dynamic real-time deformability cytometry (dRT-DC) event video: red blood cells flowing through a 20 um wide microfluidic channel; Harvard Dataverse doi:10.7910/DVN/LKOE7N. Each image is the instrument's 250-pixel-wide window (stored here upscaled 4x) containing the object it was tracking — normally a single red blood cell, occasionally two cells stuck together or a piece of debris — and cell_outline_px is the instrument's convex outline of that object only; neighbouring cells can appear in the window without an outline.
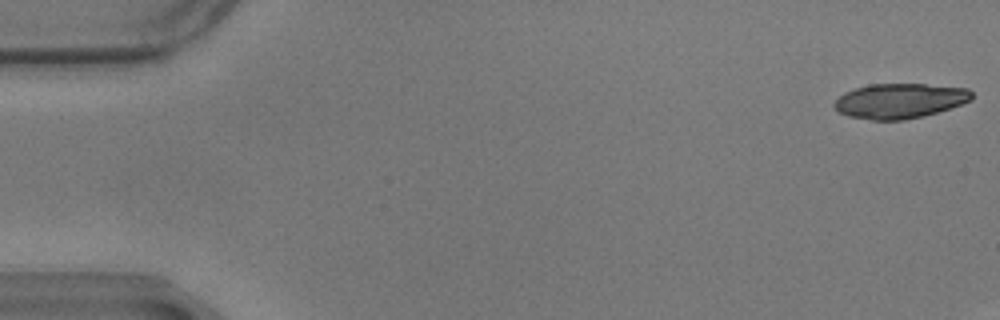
{"species": "common noctule bat (a hibernating species)", "species_latin": "Nyctalus noctula", "temperature_condition": "warm", "stored_images_in_passage": 13, "camera_frame_rate_fps": 3000, "um_per_image_px": 0.085, "animal": {"sex": "male", "body_mass_g": 17.9}, "frame": {"image": 1, "passage_image": 1, "time_ms": 0.0, "image_size_px": [1000, 320], "cell_outline_px": [[972, 100], [924, 116], [904, 120], [872, 120], [848, 116], [840, 112], [832, 104], [844, 92], [868, 84], [924, 84], [968, 88], [972, 92]], "centroid_in_image_um": [76.47, 8.57], "position_along_channel_um": 8.5, "area_um2": 27.86}}